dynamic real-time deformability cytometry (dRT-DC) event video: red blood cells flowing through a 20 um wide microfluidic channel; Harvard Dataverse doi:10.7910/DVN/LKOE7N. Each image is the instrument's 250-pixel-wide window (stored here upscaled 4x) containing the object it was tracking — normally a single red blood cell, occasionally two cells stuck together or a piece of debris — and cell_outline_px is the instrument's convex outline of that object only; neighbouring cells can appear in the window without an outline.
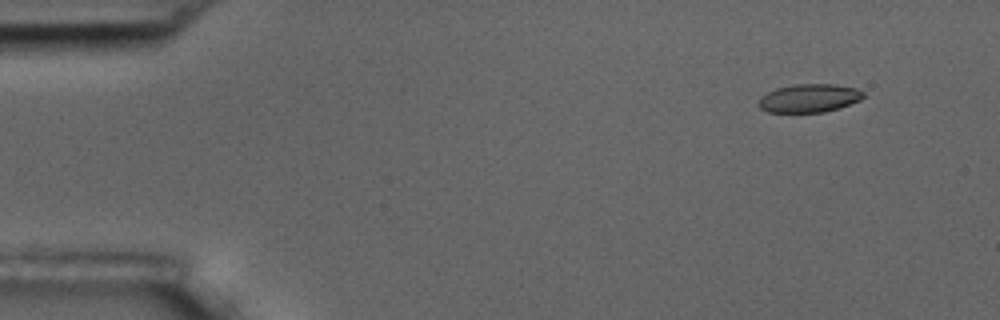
{"species": "common noctule bat (a hibernating species)", "species_latin": "Nyctalus noctula", "temperature_condition": "room temperature", "stored_images_in_passage": 10, "camera_frame_rate_fps": 3000, "um_per_image_px": 0.085, "animal": {"sex": "male", "body_mass_g": 17.5, "forearm_length_mm": 52.3}, "frame": {"image": 1, "passage_image": 1, "time_ms": 0.0, "image_size_px": [1000, 320], "cell_outline_px": [[864, 96], [860, 100], [824, 112], [768, 112], [760, 108], [756, 104], [760, 96], [776, 88], [792, 84], [832, 84], [856, 88], [864, 92]], "centroid_in_image_um": [68.72, 8.33], "position_along_channel_um": 16.3, "area_um2": 17.28}}
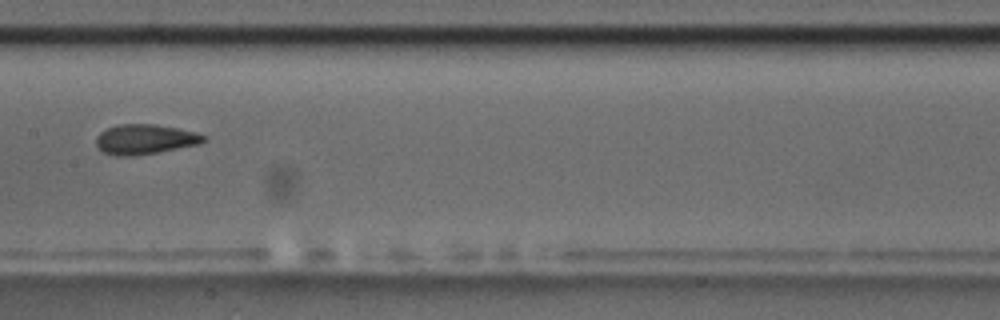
{"frame": {"image": 2, "passage_image": 8, "time_ms": 8.0, "image_size_px": [1000, 320], "cell_outline_px": [[208, 140], [200, 144], [156, 152], [132, 156], [116, 156], [104, 152], [96, 144], [96, 136], [100, 132], [108, 128], [120, 124], [156, 124], [196, 132], [208, 136]], "centroid_in_image_um": [12.36, 11.83], "position_along_channel_um": 195.0, "area_um2": 18.73}}
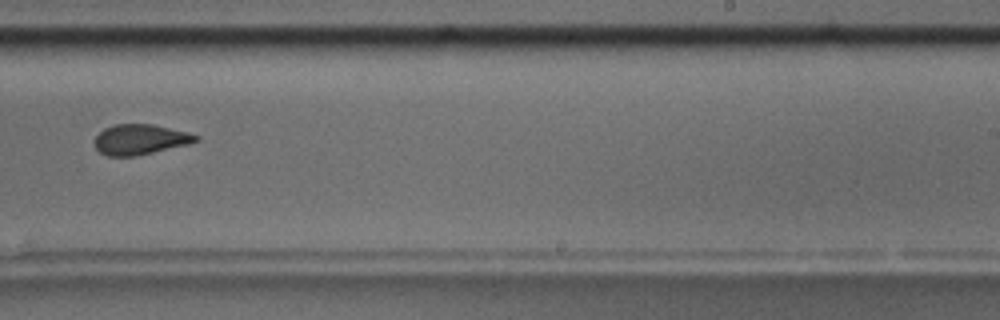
{"frame": {"image": 3, "passage_image": 10, "time_ms": 10.333, "image_size_px": [1000, 320], "cell_outline_px": [[200, 140], [192, 144], [136, 156], [108, 156], [100, 152], [96, 148], [96, 136], [104, 128], [112, 124], [152, 124], [188, 132], [200, 136]], "centroid_in_image_um": [11.97, 11.85], "position_along_channel_um": 277.0, "area_um2": 18.03}}